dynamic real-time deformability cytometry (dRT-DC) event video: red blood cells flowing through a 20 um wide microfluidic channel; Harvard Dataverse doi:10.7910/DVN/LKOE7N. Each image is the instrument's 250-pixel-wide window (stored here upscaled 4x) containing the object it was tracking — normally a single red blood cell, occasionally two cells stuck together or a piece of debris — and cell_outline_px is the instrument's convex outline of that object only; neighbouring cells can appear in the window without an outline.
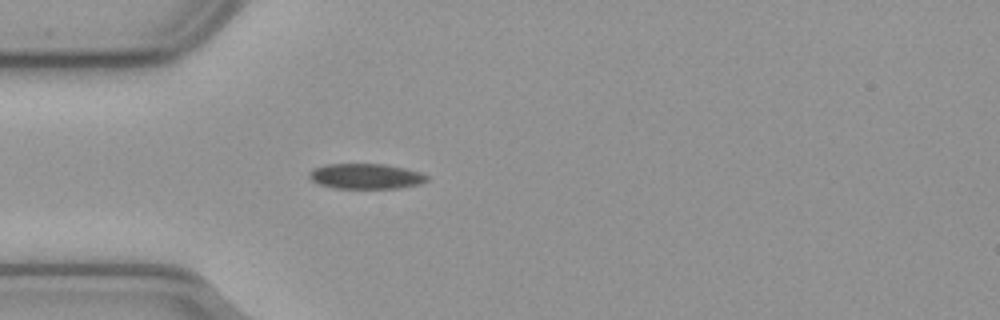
{"species": "common noctule bat (a hibernating species)", "species_latin": "Nyctalus noctula", "temperature_condition": "cold", "stored_images_in_passage": 41, "camera_frame_rate_fps": 3000, "um_per_image_px": 0.085, "animal": {"sex": "male", "body_mass_g": 23.1, "forearm_length_mm": 52.7}, "frame": {"image": 1, "passage_image": 1, "time_ms": 0.0, "image_size_px": [1000, 320], "cell_outline_px": [[428, 180], [420, 184], [396, 188], [332, 188], [320, 184], [312, 180], [308, 176], [308, 172], [312, 168], [324, 164], [384, 164], [404, 168], [420, 172], [428, 176]], "centroid_in_image_um": [31.06, 14.97], "position_along_channel_um": 53.9, "area_um2": 17.4}}
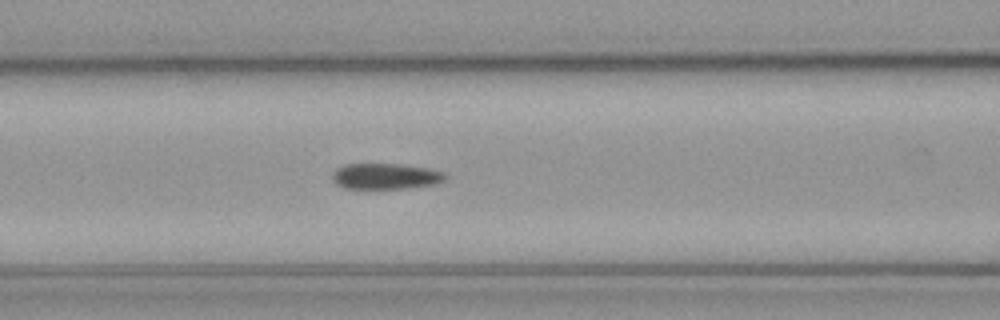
{"frame": {"image": 2, "passage_image": 8, "time_ms": 2.333, "image_size_px": [1000, 320], "cell_outline_px": [[448, 176], [444, 180], [436, 184], [408, 188], [344, 188], [336, 184], [332, 180], [332, 172], [336, 168], [344, 164], [400, 164], [428, 168], [444, 172]], "centroid_in_image_um": [32.76, 14.98], "position_along_channel_um": 133.8, "area_um2": 17.11}}
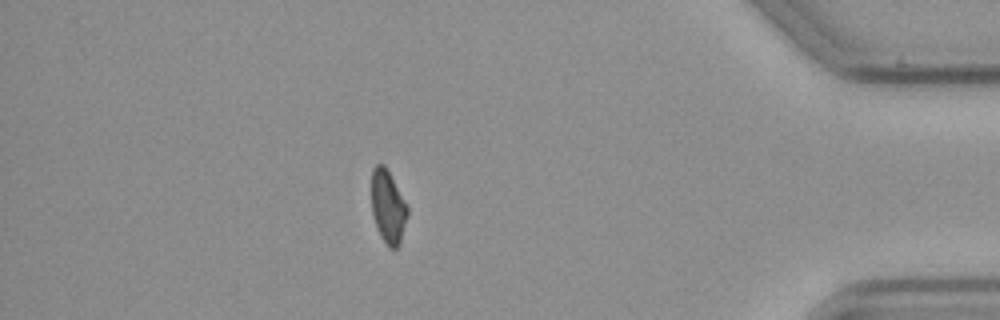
{"frame": {"image": 3, "passage_image": 34, "time_ms": 11.0, "image_size_px": [1000, 320], "cell_outline_px": [[408, 216], [400, 244], [396, 248], [388, 248], [380, 236], [372, 212], [372, 168], [376, 164], [384, 164], [408, 204]], "centroid_in_image_um": [33.0, 17.58], "position_along_channel_um": 402.2, "area_um2": 15.49}}